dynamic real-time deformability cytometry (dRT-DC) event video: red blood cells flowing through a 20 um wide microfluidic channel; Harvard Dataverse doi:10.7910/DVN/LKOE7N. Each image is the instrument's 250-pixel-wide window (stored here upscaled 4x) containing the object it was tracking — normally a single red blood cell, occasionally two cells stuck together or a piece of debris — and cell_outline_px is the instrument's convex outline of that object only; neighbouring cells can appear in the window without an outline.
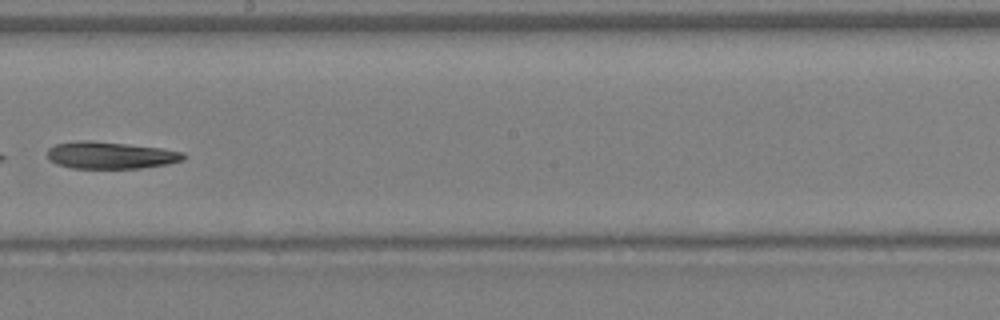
{"species": "Egyptian fruit bat (a non-hibernating species)", "species_latin": "Rousettus aegyptiacus", "temperature_condition": "warm", "stored_images_in_passage": 33, "camera_frame_rate_fps": 3000, "um_per_image_px": 0.085, "animal": {"sex": "female"}, "frame": {"image": 1, "passage_image": 19, "time_ms": 6.0, "image_size_px": [1000, 320], "cell_outline_px": [[188, 156], [184, 160], [168, 164], [140, 168], [72, 168], [56, 164], [48, 160], [48, 148], [56, 144], [80, 140], [88, 140], [160, 148], [184, 152]], "centroid_in_image_um": [9.4, 13.2], "position_along_channel_um": 238.8, "area_um2": 21.44}}